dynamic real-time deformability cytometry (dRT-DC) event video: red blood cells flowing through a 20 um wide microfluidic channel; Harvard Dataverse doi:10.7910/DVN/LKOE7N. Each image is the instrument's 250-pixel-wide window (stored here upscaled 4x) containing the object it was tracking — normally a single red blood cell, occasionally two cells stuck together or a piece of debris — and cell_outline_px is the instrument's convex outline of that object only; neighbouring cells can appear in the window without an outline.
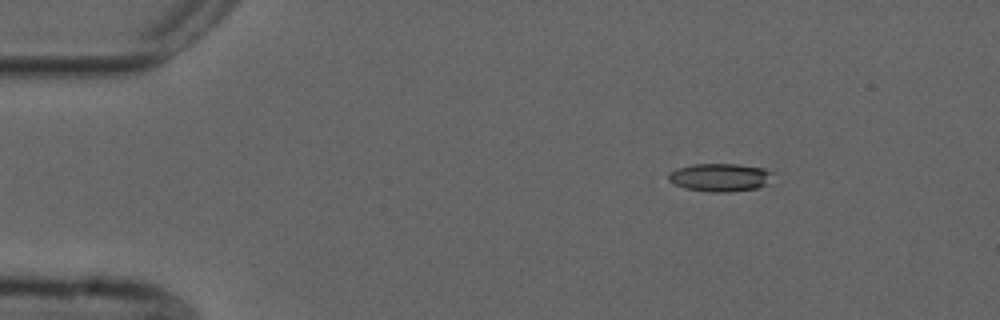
{"species": "common noctule bat (a hibernating species)", "species_latin": "Nyctalus noctula", "temperature_condition": "cold", "stored_images_in_passage": 52, "camera_frame_rate_fps": 3000, "um_per_image_px": 0.085, "animal": {"sex": "male", "forearm_length_mm": 52.5}, "frame": {"image": 1, "passage_image": 6, "time_ms": 1.667, "image_size_px": [1000, 320], "cell_outline_px": [[772, 172], [764, 184], [756, 188], [728, 192], [712, 192], [684, 188], [668, 180], [668, 172], [676, 168], [692, 164], [740, 164], [764, 168]], "centroid_in_image_um": [61.12, 15.06], "position_along_channel_um": 23.9, "area_um2": 16.88}}
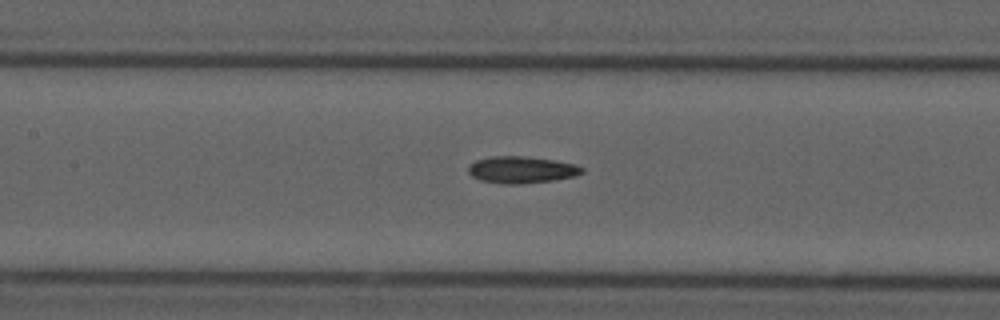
{"frame": {"image": 2, "passage_image": 23, "time_ms": 7.333, "image_size_px": [1000, 320], "cell_outline_px": [[584, 172], [576, 176], [552, 180], [520, 184], [504, 184], [480, 180], [472, 176], [468, 172], [468, 168], [476, 160], [492, 156], [524, 156], [556, 160], [576, 164], [584, 168]], "centroid_in_image_um": [44.36, 14.42], "position_along_channel_um": 163.0, "area_um2": 17.8}}
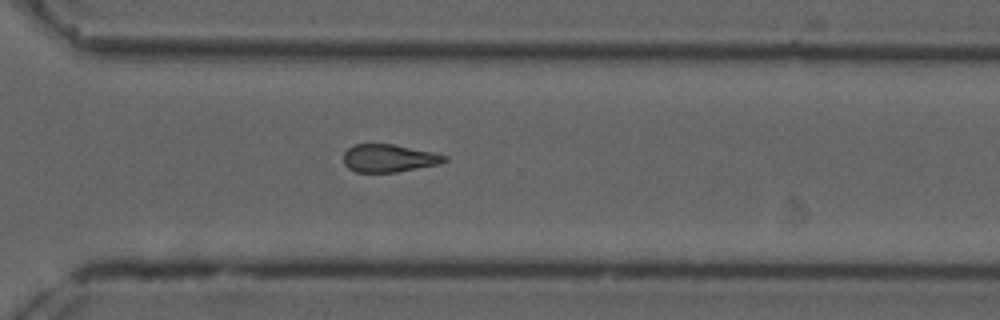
{"frame": {"image": 3, "passage_image": 37, "time_ms": 12.0, "image_size_px": [1000, 320], "cell_outline_px": [[448, 160], [440, 164], [396, 172], [356, 172], [348, 168], [344, 164], [344, 152], [352, 144], [392, 144], [432, 152], [448, 156]], "centroid_in_image_um": [33.05, 13.45], "position_along_channel_um": 337.6, "area_um2": 16.36}, "authors_computed_cell_mechanics": {"area_um2": 16.9354, "velocity_mm_per_s": 3.748, "shape_relaxation_time_tau1_ms": null, "shape_relaxation_time_tau2_ms": 9.9503, "deformation_change_tau1": null, "deformation_change_tau2": 0.2296}}